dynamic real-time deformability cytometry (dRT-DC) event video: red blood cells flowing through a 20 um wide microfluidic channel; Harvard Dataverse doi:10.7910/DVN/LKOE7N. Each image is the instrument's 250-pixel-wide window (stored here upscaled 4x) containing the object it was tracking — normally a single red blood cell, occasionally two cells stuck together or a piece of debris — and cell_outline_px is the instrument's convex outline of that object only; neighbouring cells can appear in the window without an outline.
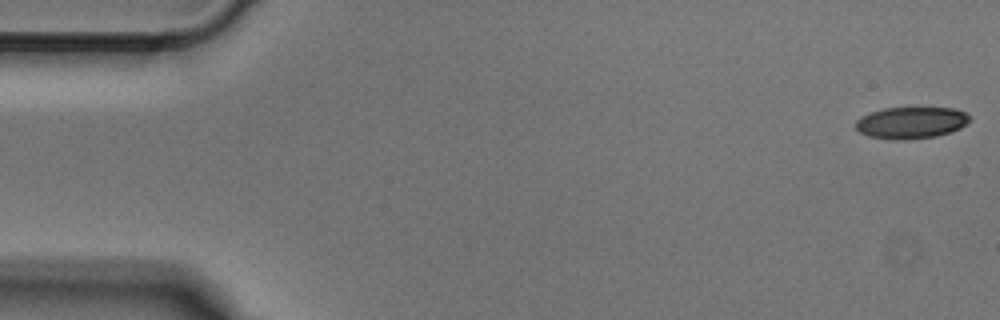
{"species": "Egyptian fruit bat (a non-hibernating species)", "species_latin": "Rousettus aegyptiacus", "temperature_condition": "cold", "stored_images_in_passage": 50, "camera_frame_rate_fps": 3000, "um_per_image_px": 0.085, "animal": {"sex": "male"}, "frame": {"image": 1, "passage_image": 1, "time_ms": 0.0, "image_size_px": [1000, 320], "cell_outline_px": [[972, 120], [968, 124], [960, 128], [936, 136], [908, 140], [892, 140], [868, 136], [860, 132], [856, 128], [856, 120], [860, 116], [884, 108], [956, 108], [964, 112]], "centroid_in_image_um": [77.45, 10.43], "position_along_channel_um": 7.6, "area_um2": 21.15}}
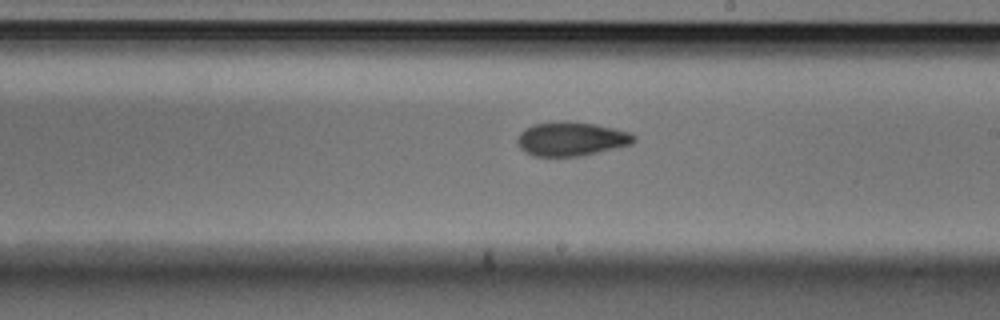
{"frame": {"image": 2, "passage_image": 28, "time_ms": 9.0, "image_size_px": [1000, 320], "cell_outline_px": [[636, 140], [632, 144], [580, 156], [532, 156], [524, 152], [520, 148], [516, 140], [520, 132], [524, 128], [532, 124], [564, 120], [568, 120], [592, 124], [612, 128], [628, 132], [636, 136]], "centroid_in_image_um": [48.51, 11.8], "position_along_channel_um": 240.5, "area_um2": 23.18}}
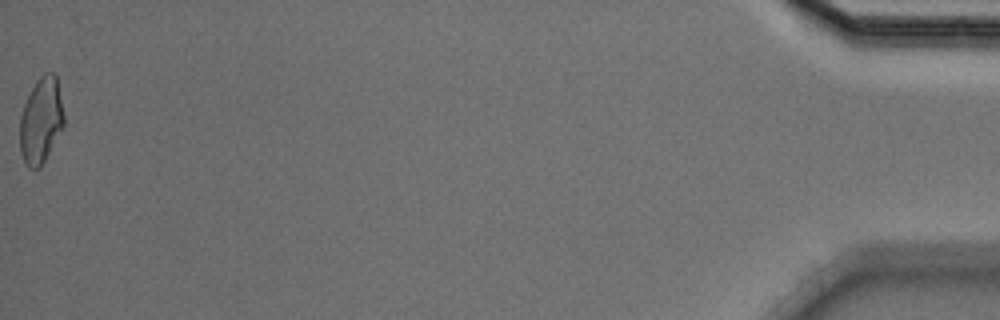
{"frame": {"image": 3, "passage_image": 50, "time_ms": 16.333, "image_size_px": [1000, 320], "cell_outline_px": [[64, 124], [40, 168], [28, 168], [20, 152], [20, 116], [24, 104], [36, 80], [44, 72], [52, 72], [56, 76], [64, 116]], "centroid_in_image_um": [3.47, 10.23], "position_along_channel_um": 431.7, "area_um2": 21.73}}